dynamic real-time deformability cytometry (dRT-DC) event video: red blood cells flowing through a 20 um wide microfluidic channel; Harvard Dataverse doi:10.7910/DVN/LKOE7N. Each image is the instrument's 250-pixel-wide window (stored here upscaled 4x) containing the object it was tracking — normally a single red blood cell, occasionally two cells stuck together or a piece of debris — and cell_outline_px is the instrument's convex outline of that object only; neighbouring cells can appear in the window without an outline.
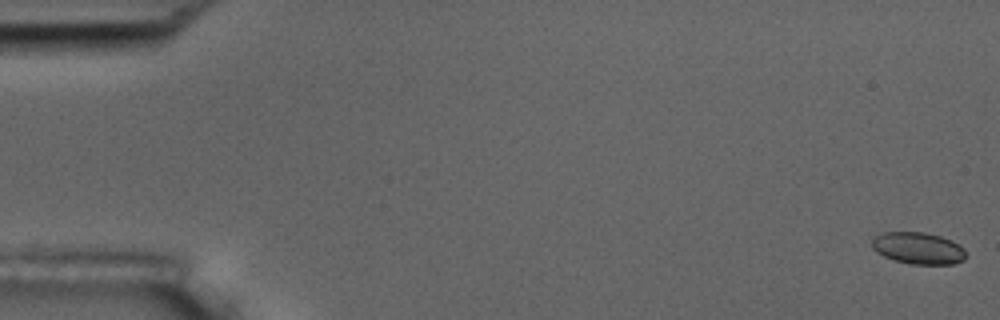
{"species": "common noctule bat (a hibernating species)", "species_latin": "Nyctalus noctula", "temperature_condition": "room temperature", "stored_images_in_passage": 5, "camera_frame_rate_fps": 3000, "um_per_image_px": 0.085, "animal": {"sex": "male", "body_mass_g": 17.5, "forearm_length_mm": 52.3}, "frame": {"image": 1, "passage_image": 1, "time_ms": 0.0, "image_size_px": [1000, 320], "cell_outline_px": [[964, 260], [952, 264], [912, 264], [896, 260], [884, 256], [876, 252], [872, 248], [872, 240], [876, 236], [884, 232], [924, 232], [940, 236], [952, 240], [960, 244], [964, 248]], "centroid_in_image_um": [78.05, 21.09], "position_along_channel_um": 6.9, "area_um2": 17.34}}